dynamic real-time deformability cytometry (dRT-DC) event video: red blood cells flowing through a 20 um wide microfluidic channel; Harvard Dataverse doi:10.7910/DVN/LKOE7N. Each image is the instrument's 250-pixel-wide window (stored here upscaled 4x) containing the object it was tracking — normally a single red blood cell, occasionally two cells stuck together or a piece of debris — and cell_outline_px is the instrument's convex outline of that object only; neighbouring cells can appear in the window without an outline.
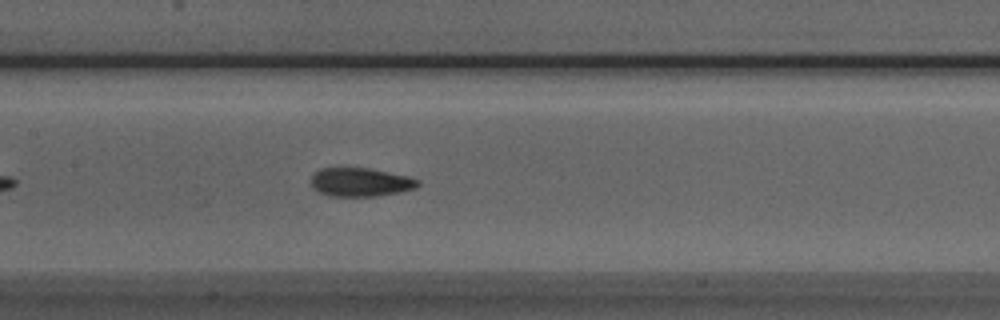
{"species": "Egyptian fruit bat (a non-hibernating species)", "species_latin": "Rousettus aegyptiacus", "temperature_condition": "room temperature", "stored_images_in_passage": 41, "camera_frame_rate_fps": 3000, "um_per_image_px": 0.085, "animal": {"sex": "male"}, "frame": {"image": 1, "passage_image": 13, "time_ms": 4.0, "image_size_px": [1000, 320], "cell_outline_px": [[420, 184], [416, 188], [400, 192], [376, 196], [328, 196], [312, 188], [312, 176], [320, 168], [368, 168], [408, 176], [420, 180]], "centroid_in_image_um": [30.66, 15.49], "position_along_channel_um": 176.7, "area_um2": 17.8}}
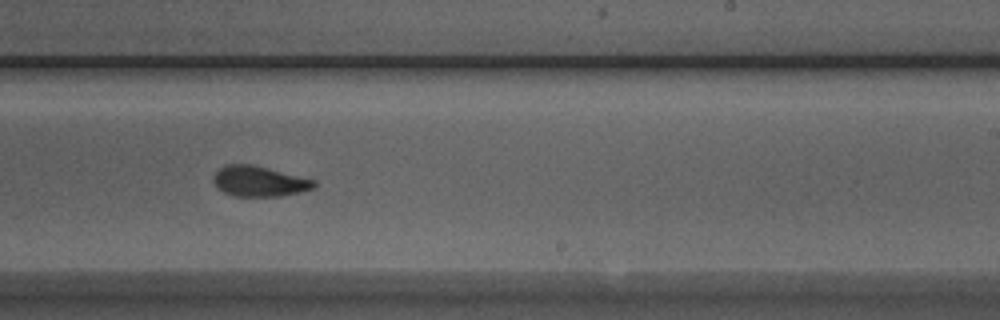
{"frame": {"image": 2, "passage_image": 20, "time_ms": 6.333, "image_size_px": [1000, 320], "cell_outline_px": [[316, 188], [300, 192], [280, 196], [232, 196], [216, 188], [212, 180], [212, 176], [224, 164], [252, 164], [316, 180]], "centroid_in_image_um": [22.01, 15.41], "position_along_channel_um": 267.0, "area_um2": 18.03}}
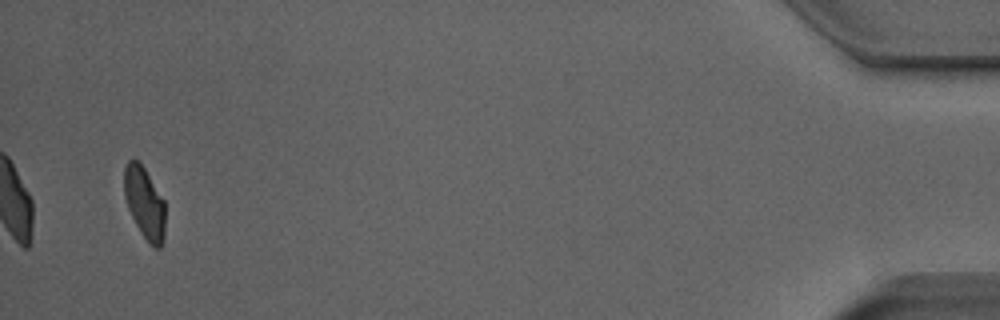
{"frame": {"image": 3, "passage_image": 39, "time_ms": 12.667, "image_size_px": [1000, 320], "cell_outline_px": [[164, 236], [160, 248], [156, 248], [140, 232], [128, 208], [124, 196], [124, 168], [128, 160], [140, 160], [164, 200]], "centroid_in_image_um": [12.27, 17.19], "position_along_channel_um": 422.9, "area_um2": 16.99}, "authors_computed_cell_mechanics": {"area_um2": 18.207, "velocity_mm_per_s": 3.8802, "shape_relaxation_time_tau1_ms": 3.8411, "shape_relaxation_time_tau2_ms": 1.479, "deformation_change_tau1": 0.1541, "deformation_change_tau2": 0.081}}